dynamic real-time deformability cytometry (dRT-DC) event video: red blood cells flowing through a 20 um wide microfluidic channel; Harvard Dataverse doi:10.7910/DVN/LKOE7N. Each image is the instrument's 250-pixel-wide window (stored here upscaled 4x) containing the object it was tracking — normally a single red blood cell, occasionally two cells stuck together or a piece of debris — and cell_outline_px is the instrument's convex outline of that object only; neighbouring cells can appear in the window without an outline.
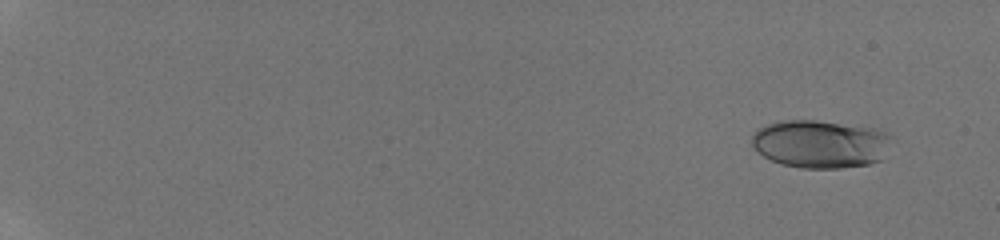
{"species": "human", "species_latin": "Homo sapiens", "temperature_condition": "room temperature", "stored_images_in_passage": 53, "camera_frame_rate_fps": 3000, "um_per_image_px": 0.085, "donor": {"sex": "male"}, "frame": {"image": 1, "passage_image": 5, "time_ms": 1.333, "image_size_px": [1000, 240], "cell_outline_px": [[888, 136], [884, 160], [868, 164], [840, 168], [800, 168], [780, 164], [764, 156], [752, 148], [752, 136], [760, 128], [768, 124], [784, 120], [816, 120], [872, 128], [888, 132]], "centroid_in_image_um": [69.7, 12.25], "position_along_channel_um": 15.3, "area_um2": 38.84}}
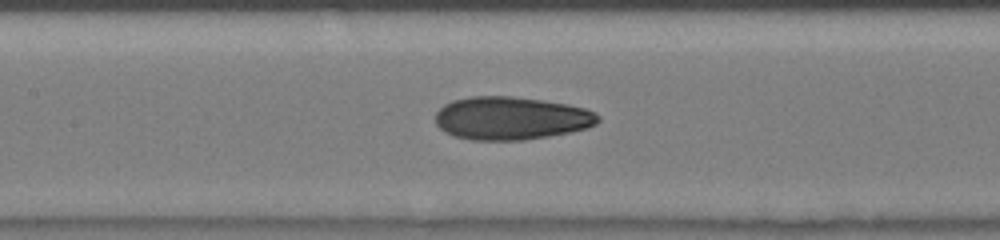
{"frame": {"image": 2, "passage_image": 30, "time_ms": 9.667, "image_size_px": [1000, 240], "cell_outline_px": [[600, 120], [596, 124], [588, 128], [572, 132], [524, 140], [472, 140], [456, 136], [444, 132], [436, 124], [436, 112], [444, 104], [452, 100], [472, 96], [512, 96], [544, 100], [568, 104], [584, 108], [596, 112], [600, 116]], "centroid_in_image_um": [43.47, 10.04], "position_along_channel_um": 163.9, "area_um2": 41.1}}
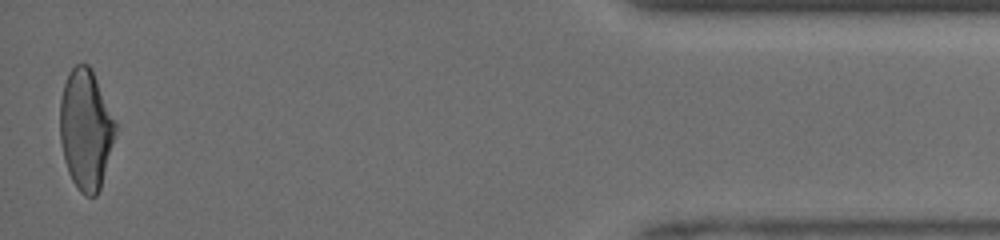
{"frame": {"image": 3, "passage_image": 53, "time_ms": 17.333, "image_size_px": [1000, 240], "cell_outline_px": [[116, 132], [100, 188], [96, 196], [84, 196], [76, 188], [68, 172], [64, 160], [60, 140], [60, 100], [64, 84], [72, 68], [76, 64], [88, 64], [92, 68], [116, 120]], "centroid_in_image_um": [7.29, 11.0], "position_along_channel_um": 427.9, "area_um2": 38.96}, "authors_computed_cell_mechanics": {"area_um2": 38.9572, "velocity_mm_per_s": 4.227, "shape_relaxation_time_tau1_ms": 6.1401, "shape_relaxation_time_tau2_ms": 1.2967, "deformation_change_tau1": 0.2031, "deformation_change_tau2": 0.0796}}